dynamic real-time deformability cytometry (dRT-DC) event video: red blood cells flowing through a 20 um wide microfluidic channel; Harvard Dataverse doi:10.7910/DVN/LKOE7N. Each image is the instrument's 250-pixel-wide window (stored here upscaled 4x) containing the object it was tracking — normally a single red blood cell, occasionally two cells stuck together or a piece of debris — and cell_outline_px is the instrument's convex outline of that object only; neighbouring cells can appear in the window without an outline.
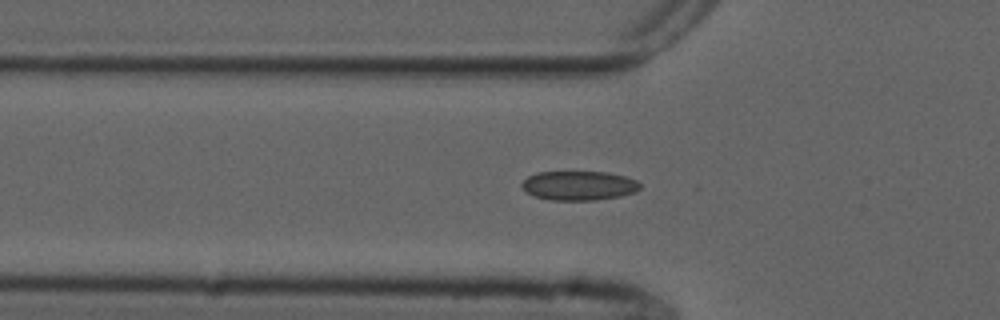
{"species": "common noctule bat (a hibernating species)", "species_latin": "Nyctalus noctula", "temperature_condition": "cold", "stored_images_in_passage": 38, "camera_frame_rate_fps": 3000, "um_per_image_px": 0.085, "animal": {"sex": "male", "forearm_length_mm": 52.5}, "frame": {"image": 1, "passage_image": 2, "time_ms": 0.333, "image_size_px": [1000, 320], "cell_outline_px": [[640, 188], [636, 192], [620, 196], [596, 200], [548, 200], [532, 196], [520, 184], [528, 176], [536, 172], [608, 172], [624, 176], [636, 180], [640, 184]], "centroid_in_image_um": [49.2, 15.78], "position_along_channel_um": 76.6, "area_um2": 20.23}}
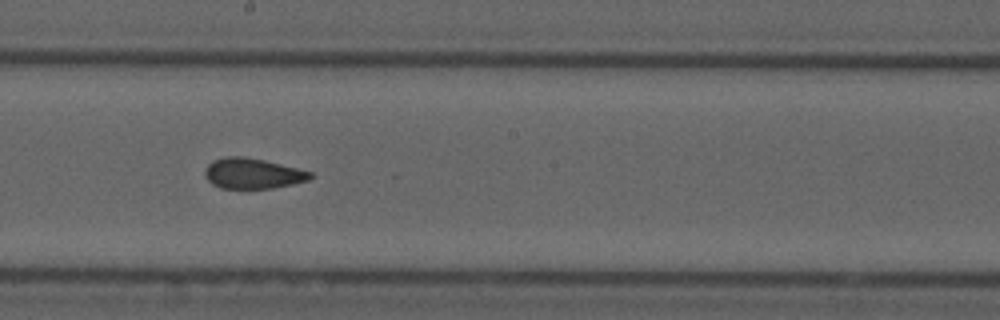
{"frame": {"image": 2, "passage_image": 14, "time_ms": 4.333, "image_size_px": [1000, 320], "cell_outline_px": [[312, 176], [308, 180], [292, 184], [272, 188], [220, 188], [212, 184], [204, 176], [204, 168], [212, 160], [228, 156], [244, 156], [264, 160], [312, 172]], "centroid_in_image_um": [21.42, 14.74], "position_along_channel_um": 226.8, "area_um2": 18.67}}
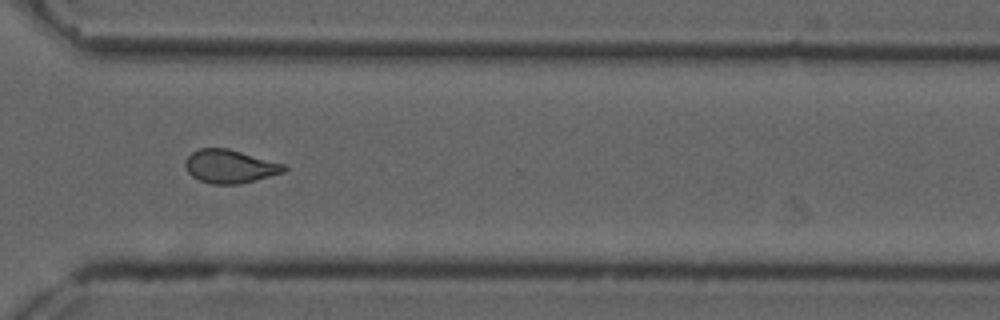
{"frame": {"image": 3, "passage_image": 24, "time_ms": 7.667, "image_size_px": [1000, 320], "cell_outline_px": [[288, 168], [284, 172], [240, 184], [212, 184], [200, 180], [192, 176], [188, 172], [184, 164], [184, 160], [192, 152], [200, 148], [228, 148], [284, 164]], "centroid_in_image_um": [19.52, 14.14], "position_along_channel_um": 351.1, "area_um2": 19.13}, "authors_computed_cell_mechanics": {"area_um2": 19.2474, "velocity_mm_per_s": 3.7363, "shape_relaxation_time_tau1_ms": null, "shape_relaxation_time_tau2_ms": 1.3593, "deformation_change_tau1": null, "deformation_change_tau2": 0.0617}}